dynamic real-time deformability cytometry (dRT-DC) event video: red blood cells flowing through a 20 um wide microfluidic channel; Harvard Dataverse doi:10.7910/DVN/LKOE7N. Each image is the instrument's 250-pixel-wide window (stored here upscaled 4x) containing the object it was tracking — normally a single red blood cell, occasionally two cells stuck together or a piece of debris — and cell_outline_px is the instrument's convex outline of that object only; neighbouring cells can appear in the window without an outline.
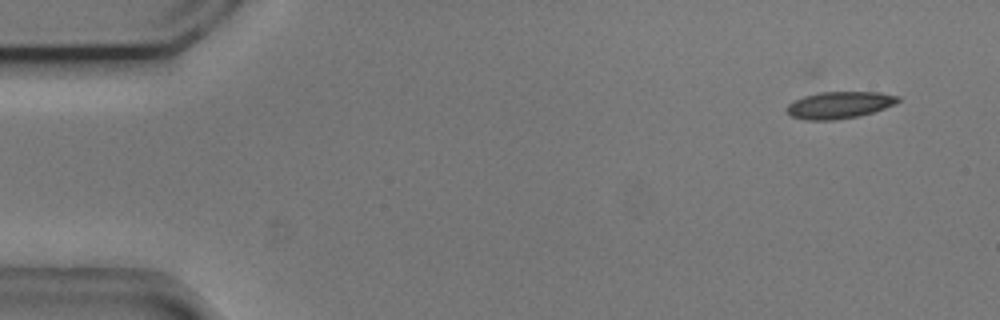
{"species": "common noctule bat (a hibernating species)", "species_latin": "Nyctalus noctula", "temperature_condition": "cold", "stored_images_in_passage": 43, "camera_frame_rate_fps": 3000, "um_per_image_px": 0.085, "animal": {"sex": "male", "body_mass_g": 20.5, "forearm_length_mm": 52.5}, "frame": {"image": 1, "passage_image": 1, "time_ms": 0.0, "image_size_px": [1000, 320], "cell_outline_px": [[900, 100], [896, 104], [872, 112], [856, 116], [836, 120], [804, 120], [792, 116], [784, 108], [788, 104], [812, 92], [880, 92], [900, 96]], "centroid_in_image_um": [71.34, 8.91], "position_along_channel_um": 13.7, "area_um2": 17.51}}
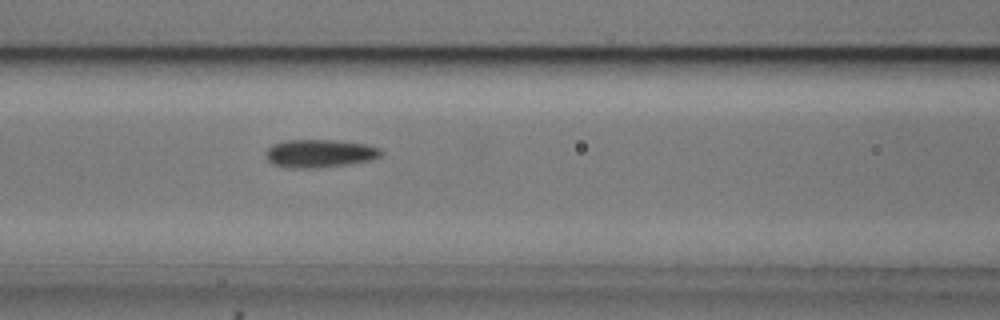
{"frame": {"image": 2, "passage_image": 20, "time_ms": 6.333, "image_size_px": [1000, 320], "cell_outline_px": [[384, 152], [380, 156], [372, 160], [348, 164], [316, 168], [288, 168], [272, 164], [268, 160], [264, 152], [272, 144], [284, 140], [332, 140], [364, 144], [380, 148]], "centroid_in_image_um": [27.15, 13.05], "position_along_channel_um": 139.5, "area_um2": 18.96}}
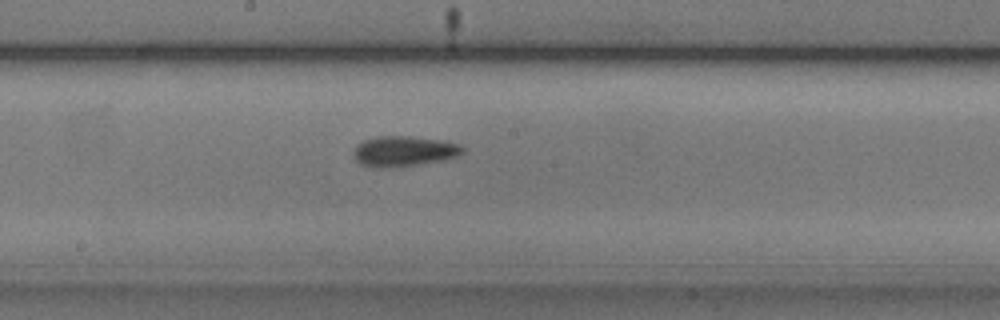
{"frame": {"image": 3, "passage_image": 26, "time_ms": 8.333, "image_size_px": [1000, 320], "cell_outline_px": [[464, 152], [460, 156], [444, 160], [420, 164], [392, 168], [372, 168], [360, 164], [352, 156], [356, 144], [364, 140], [376, 136], [408, 136], [444, 140], [460, 144], [464, 148]], "centroid_in_image_um": [34.33, 12.86], "position_along_channel_um": 213.9, "area_um2": 19.83}, "authors_computed_cell_mechanics": {"area_um2": 18.207, "velocity_mm_per_s": 3.7208, "shape_relaxation_time_tau1_ms": 2.8954, "shape_relaxation_time_tau2_ms": 5.0887, "deformation_change_tau1": 0.0978, "deformation_change_tau2": 0.0909}}